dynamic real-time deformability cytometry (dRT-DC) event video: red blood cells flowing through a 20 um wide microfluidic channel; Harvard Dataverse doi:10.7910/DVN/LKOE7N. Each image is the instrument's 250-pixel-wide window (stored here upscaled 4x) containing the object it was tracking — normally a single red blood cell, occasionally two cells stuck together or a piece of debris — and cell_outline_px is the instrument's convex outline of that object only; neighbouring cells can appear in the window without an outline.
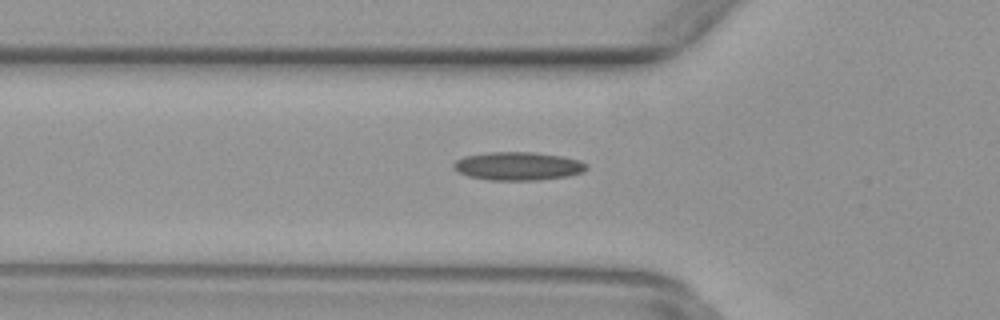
{"species": "common noctule bat (a hibernating species)", "species_latin": "Nyctalus noctula", "temperature_condition": "warm", "stored_images_in_passage": 44, "camera_frame_rate_fps": 3000, "um_per_image_px": 0.085, "animal": {"sex": "female", "body_mass_g": 29.2, "forearm_length_mm": 56.3}, "frame": {"image": 1, "passage_image": 15, "time_ms": 4.667, "image_size_px": [1000, 320], "cell_outline_px": [[588, 168], [584, 172], [568, 176], [540, 180], [488, 180], [468, 176], [452, 168], [452, 164], [456, 160], [464, 156], [488, 152], [532, 152], [560, 156], [580, 160], [588, 164]], "centroid_in_image_um": [44.04, 14.12], "position_along_channel_um": 81.8, "area_um2": 22.08}}
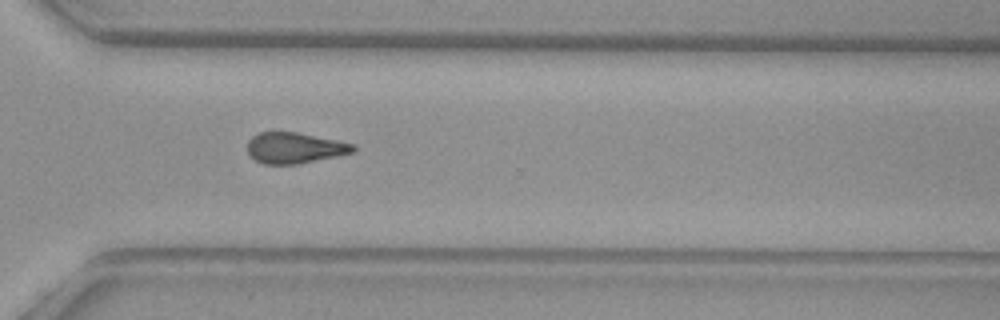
{"frame": {"image": 2, "passage_image": 34, "time_ms": 11.0, "image_size_px": [1000, 320], "cell_outline_px": [[356, 148], [352, 152], [336, 156], [296, 164], [264, 164], [256, 160], [248, 152], [248, 140], [252, 136], [260, 132], [296, 132], [336, 140], [352, 144]], "centroid_in_image_um": [25.01, 12.57], "position_along_channel_um": 345.6, "area_um2": 18.67}}
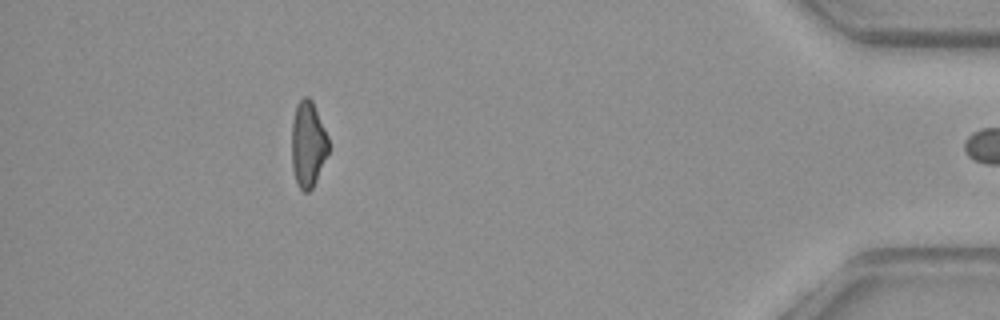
{"frame": {"image": 3, "passage_image": 43, "time_ms": 14.0, "image_size_px": [1000, 320], "cell_outline_px": [[328, 152], [316, 180], [312, 188], [308, 192], [304, 192], [296, 184], [292, 168], [292, 120], [296, 104], [304, 96], [308, 96], [312, 100], [328, 136]], "centroid_in_image_um": [26.16, 12.25], "position_along_channel_um": 409.0, "area_um2": 18.44}}